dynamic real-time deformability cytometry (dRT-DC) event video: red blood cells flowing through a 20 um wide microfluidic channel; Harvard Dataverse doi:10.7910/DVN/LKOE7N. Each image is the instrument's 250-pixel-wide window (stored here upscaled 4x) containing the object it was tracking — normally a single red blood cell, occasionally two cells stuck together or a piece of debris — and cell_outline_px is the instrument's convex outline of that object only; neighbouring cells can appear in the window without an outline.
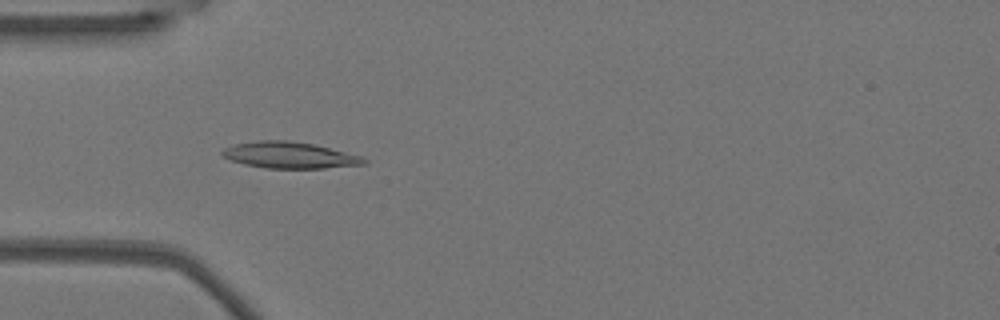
{"species": "Egyptian fruit bat (a non-hibernating species)", "species_latin": "Rousettus aegyptiacus", "temperature_condition": "warm", "stored_images_in_passage": 41, "camera_frame_rate_fps": 3000, "um_per_image_px": 0.085, "animal": {"sex": "female"}, "frame": {"image": 1, "passage_image": 4, "time_ms": 1.0, "image_size_px": [1000, 320], "cell_outline_px": [[368, 164], [324, 168], [264, 168], [244, 164], [232, 160], [224, 156], [220, 152], [224, 148], [236, 144], [260, 140], [288, 140], [312, 144], [360, 156], [368, 160]], "centroid_in_image_um": [24.61, 13.19], "position_along_channel_um": 60.4, "area_um2": 21.5}}
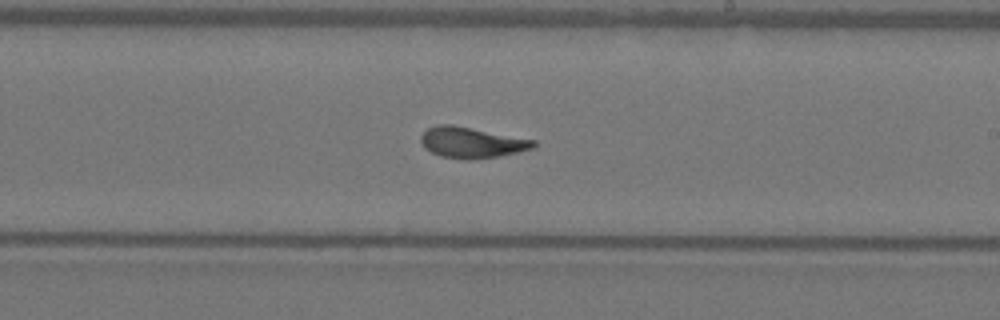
{"frame": {"image": 2, "passage_image": 19, "time_ms": 6.0, "image_size_px": [1000, 320], "cell_outline_px": [[536, 148], [500, 156], [440, 156], [424, 148], [420, 140], [420, 136], [428, 128], [436, 124], [452, 124], [536, 140]], "centroid_in_image_um": [40.1, 12.05], "position_along_channel_um": 248.9, "area_um2": 19.54}}
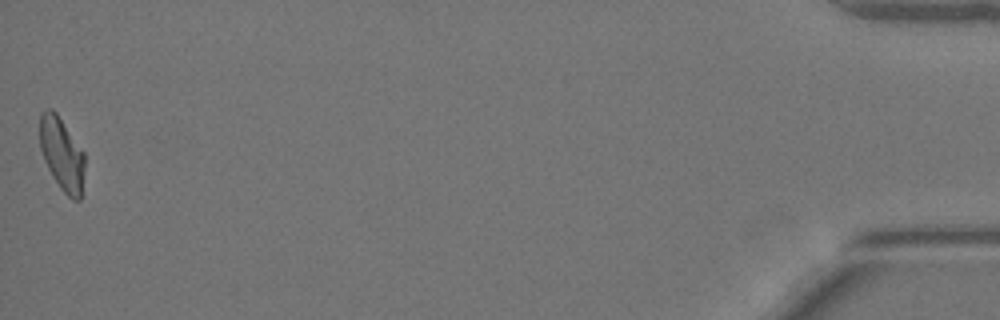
{"frame": {"image": 3, "passage_image": 41, "time_ms": 13.333, "image_size_px": [1000, 320], "cell_outline_px": [[84, 164], [80, 200], [72, 200], [60, 188], [52, 176], [44, 160], [40, 148], [40, 112], [44, 108], [52, 108], [56, 112], [84, 152]], "centroid_in_image_um": [5.23, 13.06], "position_along_channel_um": 430.0, "area_um2": 19.02}, "authors_computed_cell_mechanics": {"area_um2": 19.7676, "velocity_mm_per_s": 3.8112, "shape_relaxation_time_tau1_ms": 4.786, "shape_relaxation_time_tau2_ms": 1.5044, "deformation_change_tau1": 0.182, "deformation_change_tau2": 0.0939}}